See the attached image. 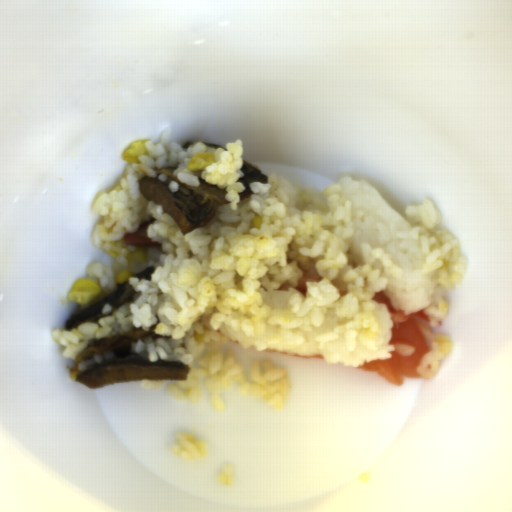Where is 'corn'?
<instances>
[{"instance_id": "obj_7", "label": "corn", "mask_w": 512, "mask_h": 512, "mask_svg": "<svg viewBox=\"0 0 512 512\" xmlns=\"http://www.w3.org/2000/svg\"><path fill=\"white\" fill-rule=\"evenodd\" d=\"M205 336H206V333L203 331V332H197V331H194V339L196 341V343H203L204 339H205Z\"/></svg>"}, {"instance_id": "obj_2", "label": "corn", "mask_w": 512, "mask_h": 512, "mask_svg": "<svg viewBox=\"0 0 512 512\" xmlns=\"http://www.w3.org/2000/svg\"><path fill=\"white\" fill-rule=\"evenodd\" d=\"M147 142L148 140L146 139H139L131 143L128 148L123 150V159L126 160L128 163L137 164L140 161L139 156L148 157L149 154L147 151Z\"/></svg>"}, {"instance_id": "obj_5", "label": "corn", "mask_w": 512, "mask_h": 512, "mask_svg": "<svg viewBox=\"0 0 512 512\" xmlns=\"http://www.w3.org/2000/svg\"><path fill=\"white\" fill-rule=\"evenodd\" d=\"M130 278H133V273L132 271H129V270H121L116 279H115V282L117 284H124L125 282H128Z\"/></svg>"}, {"instance_id": "obj_1", "label": "corn", "mask_w": 512, "mask_h": 512, "mask_svg": "<svg viewBox=\"0 0 512 512\" xmlns=\"http://www.w3.org/2000/svg\"><path fill=\"white\" fill-rule=\"evenodd\" d=\"M100 293L101 290L97 282L83 278L74 281L67 299L69 302L86 306L92 304Z\"/></svg>"}, {"instance_id": "obj_4", "label": "corn", "mask_w": 512, "mask_h": 512, "mask_svg": "<svg viewBox=\"0 0 512 512\" xmlns=\"http://www.w3.org/2000/svg\"><path fill=\"white\" fill-rule=\"evenodd\" d=\"M126 261H128L129 266L132 268L134 266H138L141 263H145L146 258L140 250L132 251L126 256Z\"/></svg>"}, {"instance_id": "obj_6", "label": "corn", "mask_w": 512, "mask_h": 512, "mask_svg": "<svg viewBox=\"0 0 512 512\" xmlns=\"http://www.w3.org/2000/svg\"><path fill=\"white\" fill-rule=\"evenodd\" d=\"M252 227L260 230L262 226V217L261 216H255L251 218Z\"/></svg>"}, {"instance_id": "obj_8", "label": "corn", "mask_w": 512, "mask_h": 512, "mask_svg": "<svg viewBox=\"0 0 512 512\" xmlns=\"http://www.w3.org/2000/svg\"><path fill=\"white\" fill-rule=\"evenodd\" d=\"M106 252H107V254H109L113 257H117L119 255V252H116L114 249L107 250Z\"/></svg>"}, {"instance_id": "obj_3", "label": "corn", "mask_w": 512, "mask_h": 512, "mask_svg": "<svg viewBox=\"0 0 512 512\" xmlns=\"http://www.w3.org/2000/svg\"><path fill=\"white\" fill-rule=\"evenodd\" d=\"M215 161L216 159L212 152H200L188 161L187 167L191 172L202 171L203 169L213 165Z\"/></svg>"}]
</instances>
